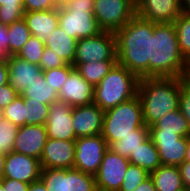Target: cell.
I'll use <instances>...</instances> for the list:
<instances>
[{
  "label": "cell",
  "instance_id": "5b68a950",
  "mask_svg": "<svg viewBox=\"0 0 190 191\" xmlns=\"http://www.w3.org/2000/svg\"><path fill=\"white\" fill-rule=\"evenodd\" d=\"M143 125L145 123L142 103L137 95L116 107L105 110L101 135L109 146Z\"/></svg>",
  "mask_w": 190,
  "mask_h": 191
},
{
  "label": "cell",
  "instance_id": "f1b7e54d",
  "mask_svg": "<svg viewBox=\"0 0 190 191\" xmlns=\"http://www.w3.org/2000/svg\"><path fill=\"white\" fill-rule=\"evenodd\" d=\"M8 57L17 55L21 48L30 39L31 32L23 19L7 26Z\"/></svg>",
  "mask_w": 190,
  "mask_h": 191
},
{
  "label": "cell",
  "instance_id": "e575fe53",
  "mask_svg": "<svg viewBox=\"0 0 190 191\" xmlns=\"http://www.w3.org/2000/svg\"><path fill=\"white\" fill-rule=\"evenodd\" d=\"M149 177L150 174L140 166L129 164L119 191H134Z\"/></svg>",
  "mask_w": 190,
  "mask_h": 191
},
{
  "label": "cell",
  "instance_id": "7a4b0ae2",
  "mask_svg": "<svg viewBox=\"0 0 190 191\" xmlns=\"http://www.w3.org/2000/svg\"><path fill=\"white\" fill-rule=\"evenodd\" d=\"M188 65L180 51L174 23H154L149 77H184Z\"/></svg>",
  "mask_w": 190,
  "mask_h": 191
},
{
  "label": "cell",
  "instance_id": "bcb514c9",
  "mask_svg": "<svg viewBox=\"0 0 190 191\" xmlns=\"http://www.w3.org/2000/svg\"><path fill=\"white\" fill-rule=\"evenodd\" d=\"M134 191H157L153 180L149 177L143 183H141Z\"/></svg>",
  "mask_w": 190,
  "mask_h": 191
},
{
  "label": "cell",
  "instance_id": "603a6c76",
  "mask_svg": "<svg viewBox=\"0 0 190 191\" xmlns=\"http://www.w3.org/2000/svg\"><path fill=\"white\" fill-rule=\"evenodd\" d=\"M157 191H180L184 189L178 166L160 165L150 173Z\"/></svg>",
  "mask_w": 190,
  "mask_h": 191
},
{
  "label": "cell",
  "instance_id": "6da1fadb",
  "mask_svg": "<svg viewBox=\"0 0 190 191\" xmlns=\"http://www.w3.org/2000/svg\"><path fill=\"white\" fill-rule=\"evenodd\" d=\"M154 23L135 15L115 32L117 63L139 78L149 77Z\"/></svg>",
  "mask_w": 190,
  "mask_h": 191
},
{
  "label": "cell",
  "instance_id": "9a60e30c",
  "mask_svg": "<svg viewBox=\"0 0 190 191\" xmlns=\"http://www.w3.org/2000/svg\"><path fill=\"white\" fill-rule=\"evenodd\" d=\"M181 13L180 0H136V15L152 23H174Z\"/></svg>",
  "mask_w": 190,
  "mask_h": 191
},
{
  "label": "cell",
  "instance_id": "52a82bcc",
  "mask_svg": "<svg viewBox=\"0 0 190 191\" xmlns=\"http://www.w3.org/2000/svg\"><path fill=\"white\" fill-rule=\"evenodd\" d=\"M40 179L47 191H98L94 175L74 168H41Z\"/></svg>",
  "mask_w": 190,
  "mask_h": 191
},
{
  "label": "cell",
  "instance_id": "60d3db41",
  "mask_svg": "<svg viewBox=\"0 0 190 191\" xmlns=\"http://www.w3.org/2000/svg\"><path fill=\"white\" fill-rule=\"evenodd\" d=\"M19 94L7 83L0 87V109L3 110L12 103Z\"/></svg>",
  "mask_w": 190,
  "mask_h": 191
},
{
  "label": "cell",
  "instance_id": "db71d44e",
  "mask_svg": "<svg viewBox=\"0 0 190 191\" xmlns=\"http://www.w3.org/2000/svg\"><path fill=\"white\" fill-rule=\"evenodd\" d=\"M3 118L2 110L0 109V120Z\"/></svg>",
  "mask_w": 190,
  "mask_h": 191
},
{
  "label": "cell",
  "instance_id": "d590c367",
  "mask_svg": "<svg viewBox=\"0 0 190 191\" xmlns=\"http://www.w3.org/2000/svg\"><path fill=\"white\" fill-rule=\"evenodd\" d=\"M50 105L41 102L26 103L25 125H45Z\"/></svg>",
  "mask_w": 190,
  "mask_h": 191
},
{
  "label": "cell",
  "instance_id": "7bdbcfd3",
  "mask_svg": "<svg viewBox=\"0 0 190 191\" xmlns=\"http://www.w3.org/2000/svg\"><path fill=\"white\" fill-rule=\"evenodd\" d=\"M8 57V32L7 26L0 24V57Z\"/></svg>",
  "mask_w": 190,
  "mask_h": 191
},
{
  "label": "cell",
  "instance_id": "f6af8a7d",
  "mask_svg": "<svg viewBox=\"0 0 190 191\" xmlns=\"http://www.w3.org/2000/svg\"><path fill=\"white\" fill-rule=\"evenodd\" d=\"M9 68L5 56L0 57V87L8 83Z\"/></svg>",
  "mask_w": 190,
  "mask_h": 191
},
{
  "label": "cell",
  "instance_id": "7dc6e473",
  "mask_svg": "<svg viewBox=\"0 0 190 191\" xmlns=\"http://www.w3.org/2000/svg\"><path fill=\"white\" fill-rule=\"evenodd\" d=\"M28 191H47V188L41 179L29 184Z\"/></svg>",
  "mask_w": 190,
  "mask_h": 191
},
{
  "label": "cell",
  "instance_id": "11a10c76",
  "mask_svg": "<svg viewBox=\"0 0 190 191\" xmlns=\"http://www.w3.org/2000/svg\"><path fill=\"white\" fill-rule=\"evenodd\" d=\"M0 191H5L4 189H3V186L0 184Z\"/></svg>",
  "mask_w": 190,
  "mask_h": 191
},
{
  "label": "cell",
  "instance_id": "ab89813d",
  "mask_svg": "<svg viewBox=\"0 0 190 191\" xmlns=\"http://www.w3.org/2000/svg\"><path fill=\"white\" fill-rule=\"evenodd\" d=\"M25 12L58 9L56 0H23Z\"/></svg>",
  "mask_w": 190,
  "mask_h": 191
},
{
  "label": "cell",
  "instance_id": "4316f807",
  "mask_svg": "<svg viewBox=\"0 0 190 191\" xmlns=\"http://www.w3.org/2000/svg\"><path fill=\"white\" fill-rule=\"evenodd\" d=\"M149 129H160L163 132L177 133L181 137L190 135V126L180 112V109L168 112L165 116L158 119Z\"/></svg>",
  "mask_w": 190,
  "mask_h": 191
},
{
  "label": "cell",
  "instance_id": "2e32d148",
  "mask_svg": "<svg viewBox=\"0 0 190 191\" xmlns=\"http://www.w3.org/2000/svg\"><path fill=\"white\" fill-rule=\"evenodd\" d=\"M40 173L39 159L13 151L6 155L3 178L30 184L40 179Z\"/></svg>",
  "mask_w": 190,
  "mask_h": 191
},
{
  "label": "cell",
  "instance_id": "d6a6232c",
  "mask_svg": "<svg viewBox=\"0 0 190 191\" xmlns=\"http://www.w3.org/2000/svg\"><path fill=\"white\" fill-rule=\"evenodd\" d=\"M3 118L10 120L18 127L25 125L26 103L22 95H19L12 103L2 110Z\"/></svg>",
  "mask_w": 190,
  "mask_h": 191
},
{
  "label": "cell",
  "instance_id": "8fae6325",
  "mask_svg": "<svg viewBox=\"0 0 190 191\" xmlns=\"http://www.w3.org/2000/svg\"><path fill=\"white\" fill-rule=\"evenodd\" d=\"M130 164L128 158L107 149L98 172L95 174L98 191H119Z\"/></svg>",
  "mask_w": 190,
  "mask_h": 191
},
{
  "label": "cell",
  "instance_id": "681fc988",
  "mask_svg": "<svg viewBox=\"0 0 190 191\" xmlns=\"http://www.w3.org/2000/svg\"><path fill=\"white\" fill-rule=\"evenodd\" d=\"M6 155L0 153V179L3 177Z\"/></svg>",
  "mask_w": 190,
  "mask_h": 191
},
{
  "label": "cell",
  "instance_id": "8992f818",
  "mask_svg": "<svg viewBox=\"0 0 190 191\" xmlns=\"http://www.w3.org/2000/svg\"><path fill=\"white\" fill-rule=\"evenodd\" d=\"M93 8L94 0H71L58 8L59 27L76 40L98 35L103 30L97 23Z\"/></svg>",
  "mask_w": 190,
  "mask_h": 191
},
{
  "label": "cell",
  "instance_id": "3957f363",
  "mask_svg": "<svg viewBox=\"0 0 190 191\" xmlns=\"http://www.w3.org/2000/svg\"><path fill=\"white\" fill-rule=\"evenodd\" d=\"M180 88L181 77L140 78L137 95L146 126H152L168 112L179 109Z\"/></svg>",
  "mask_w": 190,
  "mask_h": 191
},
{
  "label": "cell",
  "instance_id": "f907efd6",
  "mask_svg": "<svg viewBox=\"0 0 190 191\" xmlns=\"http://www.w3.org/2000/svg\"><path fill=\"white\" fill-rule=\"evenodd\" d=\"M184 162H190V135L187 137V148Z\"/></svg>",
  "mask_w": 190,
  "mask_h": 191
},
{
  "label": "cell",
  "instance_id": "5bb4252c",
  "mask_svg": "<svg viewBox=\"0 0 190 191\" xmlns=\"http://www.w3.org/2000/svg\"><path fill=\"white\" fill-rule=\"evenodd\" d=\"M75 140L48 138L39 159L41 168L72 169L74 165Z\"/></svg>",
  "mask_w": 190,
  "mask_h": 191
},
{
  "label": "cell",
  "instance_id": "ffe728a7",
  "mask_svg": "<svg viewBox=\"0 0 190 191\" xmlns=\"http://www.w3.org/2000/svg\"><path fill=\"white\" fill-rule=\"evenodd\" d=\"M6 59L9 68L8 84L21 95L42 74V69L16 55Z\"/></svg>",
  "mask_w": 190,
  "mask_h": 191
},
{
  "label": "cell",
  "instance_id": "ac0fdd59",
  "mask_svg": "<svg viewBox=\"0 0 190 191\" xmlns=\"http://www.w3.org/2000/svg\"><path fill=\"white\" fill-rule=\"evenodd\" d=\"M47 140L45 125H24L18 129L13 152L40 159Z\"/></svg>",
  "mask_w": 190,
  "mask_h": 191
},
{
  "label": "cell",
  "instance_id": "836d02e7",
  "mask_svg": "<svg viewBox=\"0 0 190 191\" xmlns=\"http://www.w3.org/2000/svg\"><path fill=\"white\" fill-rule=\"evenodd\" d=\"M44 49V42L40 41L36 36H31L16 56L32 64L39 65Z\"/></svg>",
  "mask_w": 190,
  "mask_h": 191
},
{
  "label": "cell",
  "instance_id": "83f0119b",
  "mask_svg": "<svg viewBox=\"0 0 190 191\" xmlns=\"http://www.w3.org/2000/svg\"><path fill=\"white\" fill-rule=\"evenodd\" d=\"M116 63L117 61H96L72 65L89 84L95 87Z\"/></svg>",
  "mask_w": 190,
  "mask_h": 191
},
{
  "label": "cell",
  "instance_id": "74e56055",
  "mask_svg": "<svg viewBox=\"0 0 190 191\" xmlns=\"http://www.w3.org/2000/svg\"><path fill=\"white\" fill-rule=\"evenodd\" d=\"M66 65H68V63L64 59L60 58V56L57 55L52 49L45 47L39 64L42 71L60 68Z\"/></svg>",
  "mask_w": 190,
  "mask_h": 191
},
{
  "label": "cell",
  "instance_id": "277c9868",
  "mask_svg": "<svg viewBox=\"0 0 190 191\" xmlns=\"http://www.w3.org/2000/svg\"><path fill=\"white\" fill-rule=\"evenodd\" d=\"M139 80L137 75L116 63L94 87L93 103L104 111L116 107L137 96Z\"/></svg>",
  "mask_w": 190,
  "mask_h": 191
},
{
  "label": "cell",
  "instance_id": "9c48e42d",
  "mask_svg": "<svg viewBox=\"0 0 190 191\" xmlns=\"http://www.w3.org/2000/svg\"><path fill=\"white\" fill-rule=\"evenodd\" d=\"M96 61H117L114 32L102 31L96 36L78 40L73 64Z\"/></svg>",
  "mask_w": 190,
  "mask_h": 191
},
{
  "label": "cell",
  "instance_id": "cb8c5ba5",
  "mask_svg": "<svg viewBox=\"0 0 190 191\" xmlns=\"http://www.w3.org/2000/svg\"><path fill=\"white\" fill-rule=\"evenodd\" d=\"M128 160L130 164L140 166L149 174L161 165L158 150L150 136L131 153Z\"/></svg>",
  "mask_w": 190,
  "mask_h": 191
},
{
  "label": "cell",
  "instance_id": "d6986e66",
  "mask_svg": "<svg viewBox=\"0 0 190 191\" xmlns=\"http://www.w3.org/2000/svg\"><path fill=\"white\" fill-rule=\"evenodd\" d=\"M58 100L64 101L72 107L92 104L94 87L74 69L58 93Z\"/></svg>",
  "mask_w": 190,
  "mask_h": 191
},
{
  "label": "cell",
  "instance_id": "1f68e13d",
  "mask_svg": "<svg viewBox=\"0 0 190 191\" xmlns=\"http://www.w3.org/2000/svg\"><path fill=\"white\" fill-rule=\"evenodd\" d=\"M18 129L10 120H0V153L7 155L13 151Z\"/></svg>",
  "mask_w": 190,
  "mask_h": 191
},
{
  "label": "cell",
  "instance_id": "816d5d0a",
  "mask_svg": "<svg viewBox=\"0 0 190 191\" xmlns=\"http://www.w3.org/2000/svg\"><path fill=\"white\" fill-rule=\"evenodd\" d=\"M184 78H185V81L190 85V63L187 66L186 74H185Z\"/></svg>",
  "mask_w": 190,
  "mask_h": 191
},
{
  "label": "cell",
  "instance_id": "ba28073f",
  "mask_svg": "<svg viewBox=\"0 0 190 191\" xmlns=\"http://www.w3.org/2000/svg\"><path fill=\"white\" fill-rule=\"evenodd\" d=\"M93 13L103 31L115 33L136 15V0H94Z\"/></svg>",
  "mask_w": 190,
  "mask_h": 191
},
{
  "label": "cell",
  "instance_id": "8d00e7d4",
  "mask_svg": "<svg viewBox=\"0 0 190 191\" xmlns=\"http://www.w3.org/2000/svg\"><path fill=\"white\" fill-rule=\"evenodd\" d=\"M74 69L75 68L73 67V65L68 64L60 68L42 71V73L46 81L53 87V89L57 93H59L65 81H67L69 74Z\"/></svg>",
  "mask_w": 190,
  "mask_h": 191
},
{
  "label": "cell",
  "instance_id": "f5cc1de1",
  "mask_svg": "<svg viewBox=\"0 0 190 191\" xmlns=\"http://www.w3.org/2000/svg\"><path fill=\"white\" fill-rule=\"evenodd\" d=\"M71 0H56L57 7L65 6L67 3H69Z\"/></svg>",
  "mask_w": 190,
  "mask_h": 191
},
{
  "label": "cell",
  "instance_id": "4dcf8cb0",
  "mask_svg": "<svg viewBox=\"0 0 190 191\" xmlns=\"http://www.w3.org/2000/svg\"><path fill=\"white\" fill-rule=\"evenodd\" d=\"M23 0H0V24L8 26L23 19Z\"/></svg>",
  "mask_w": 190,
  "mask_h": 191
},
{
  "label": "cell",
  "instance_id": "ee69618b",
  "mask_svg": "<svg viewBox=\"0 0 190 191\" xmlns=\"http://www.w3.org/2000/svg\"><path fill=\"white\" fill-rule=\"evenodd\" d=\"M184 188H190V162H183L179 166Z\"/></svg>",
  "mask_w": 190,
  "mask_h": 191
},
{
  "label": "cell",
  "instance_id": "f546056e",
  "mask_svg": "<svg viewBox=\"0 0 190 191\" xmlns=\"http://www.w3.org/2000/svg\"><path fill=\"white\" fill-rule=\"evenodd\" d=\"M180 51L190 63V12H182L174 21Z\"/></svg>",
  "mask_w": 190,
  "mask_h": 191
},
{
  "label": "cell",
  "instance_id": "7402d4cb",
  "mask_svg": "<svg viewBox=\"0 0 190 191\" xmlns=\"http://www.w3.org/2000/svg\"><path fill=\"white\" fill-rule=\"evenodd\" d=\"M78 40L66 35L59 26L52 31L44 43L46 48L52 49L60 58L72 65L76 53Z\"/></svg>",
  "mask_w": 190,
  "mask_h": 191
},
{
  "label": "cell",
  "instance_id": "d4e9b609",
  "mask_svg": "<svg viewBox=\"0 0 190 191\" xmlns=\"http://www.w3.org/2000/svg\"><path fill=\"white\" fill-rule=\"evenodd\" d=\"M21 95L24 97L25 103L41 102L52 105L58 100V93L46 81L43 73Z\"/></svg>",
  "mask_w": 190,
  "mask_h": 191
},
{
  "label": "cell",
  "instance_id": "7c38bea8",
  "mask_svg": "<svg viewBox=\"0 0 190 191\" xmlns=\"http://www.w3.org/2000/svg\"><path fill=\"white\" fill-rule=\"evenodd\" d=\"M149 136L158 150L162 165L179 167L184 162L187 137H181L174 132H163L160 129H149Z\"/></svg>",
  "mask_w": 190,
  "mask_h": 191
},
{
  "label": "cell",
  "instance_id": "c3c4849f",
  "mask_svg": "<svg viewBox=\"0 0 190 191\" xmlns=\"http://www.w3.org/2000/svg\"><path fill=\"white\" fill-rule=\"evenodd\" d=\"M182 12H190V0H180Z\"/></svg>",
  "mask_w": 190,
  "mask_h": 191
},
{
  "label": "cell",
  "instance_id": "4fadbf2b",
  "mask_svg": "<svg viewBox=\"0 0 190 191\" xmlns=\"http://www.w3.org/2000/svg\"><path fill=\"white\" fill-rule=\"evenodd\" d=\"M72 106L56 100L49 107L45 124L47 137L56 140H76L72 119Z\"/></svg>",
  "mask_w": 190,
  "mask_h": 191
},
{
  "label": "cell",
  "instance_id": "e0dca14e",
  "mask_svg": "<svg viewBox=\"0 0 190 191\" xmlns=\"http://www.w3.org/2000/svg\"><path fill=\"white\" fill-rule=\"evenodd\" d=\"M104 110L95 103L72 108L74 131L77 138L102 133Z\"/></svg>",
  "mask_w": 190,
  "mask_h": 191
},
{
  "label": "cell",
  "instance_id": "44dd1931",
  "mask_svg": "<svg viewBox=\"0 0 190 191\" xmlns=\"http://www.w3.org/2000/svg\"><path fill=\"white\" fill-rule=\"evenodd\" d=\"M23 20L31 35L45 43L52 31L59 26L58 9L25 12Z\"/></svg>",
  "mask_w": 190,
  "mask_h": 191
},
{
  "label": "cell",
  "instance_id": "b9f144b4",
  "mask_svg": "<svg viewBox=\"0 0 190 191\" xmlns=\"http://www.w3.org/2000/svg\"><path fill=\"white\" fill-rule=\"evenodd\" d=\"M0 184L3 186L5 191H28L29 184L15 180V179H8V178H1Z\"/></svg>",
  "mask_w": 190,
  "mask_h": 191
},
{
  "label": "cell",
  "instance_id": "484cf974",
  "mask_svg": "<svg viewBox=\"0 0 190 191\" xmlns=\"http://www.w3.org/2000/svg\"><path fill=\"white\" fill-rule=\"evenodd\" d=\"M149 137V127L143 125L134 129L130 134L121 137L118 141L108 146L113 153L129 158L132 152H135L139 145Z\"/></svg>",
  "mask_w": 190,
  "mask_h": 191
},
{
  "label": "cell",
  "instance_id": "f35d334b",
  "mask_svg": "<svg viewBox=\"0 0 190 191\" xmlns=\"http://www.w3.org/2000/svg\"><path fill=\"white\" fill-rule=\"evenodd\" d=\"M179 109L190 126V85L181 77Z\"/></svg>",
  "mask_w": 190,
  "mask_h": 191
},
{
  "label": "cell",
  "instance_id": "30bf717a",
  "mask_svg": "<svg viewBox=\"0 0 190 191\" xmlns=\"http://www.w3.org/2000/svg\"><path fill=\"white\" fill-rule=\"evenodd\" d=\"M107 149L101 134L77 138L73 168L95 176Z\"/></svg>",
  "mask_w": 190,
  "mask_h": 191
}]
</instances>
